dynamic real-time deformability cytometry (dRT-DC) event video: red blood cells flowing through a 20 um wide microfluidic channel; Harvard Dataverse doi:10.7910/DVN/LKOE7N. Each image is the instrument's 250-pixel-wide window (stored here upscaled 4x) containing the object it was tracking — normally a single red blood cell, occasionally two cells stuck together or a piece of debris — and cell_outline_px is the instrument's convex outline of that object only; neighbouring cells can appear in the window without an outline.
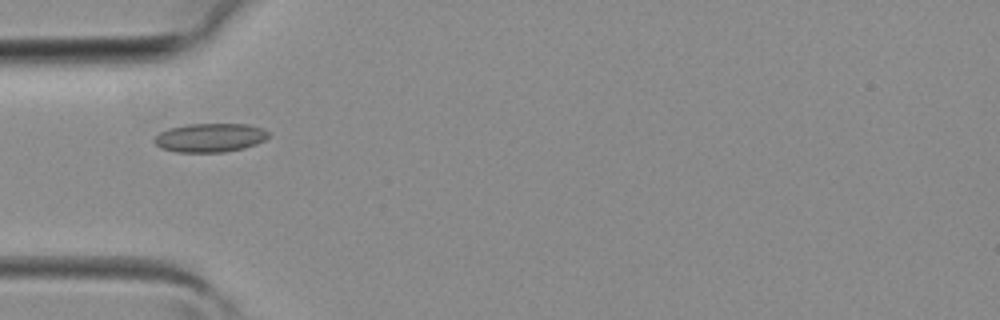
{"species": "common noctule bat (a hibernating species)", "species_latin": "Nyctalus noctula", "temperature_condition": "room temperature", "stored_images_in_passage": 39, "camera_frame_rate_fps": 3000, "um_per_image_px": 0.085, "animal": {"sex": "female", "body_mass_g": 19.3, "forearm_length_mm": 54.1}, "frame": {"image": 1, "passage_image": 12, "time_ms": 3.667, "image_size_px": [1000, 320], "cell_outline_px": [[268, 136], [264, 140], [256, 144], [244, 148], [224, 152], [176, 152], [160, 148], [152, 140], [160, 132], [168, 128], [188, 124], [248, 124], [260, 128], [268, 132]], "centroid_in_image_um": [17.81, 11.7], "position_along_channel_um": 67.2, "area_um2": 19.13}}
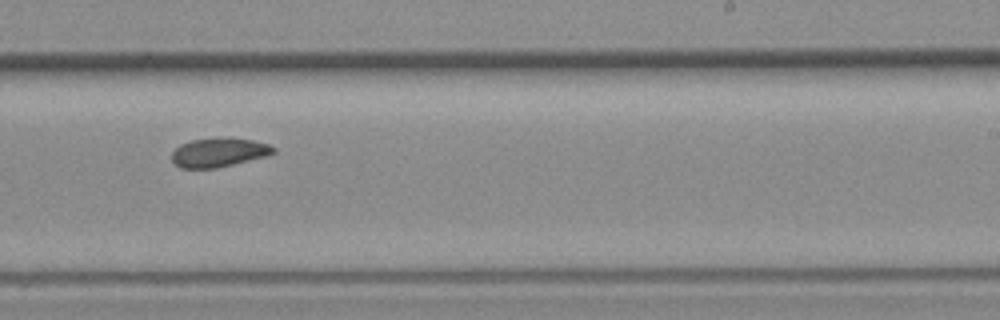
{"frame": {"image": 2, "passage_image": 24, "time_ms": 7.667, "image_size_px": [1000, 320], "cell_outline_px": [[276, 152], [268, 156], [216, 168], [180, 168], [172, 160], [172, 152], [180, 144], [192, 140], [228, 136], [252, 140], [268, 144], [276, 148]], "centroid_in_image_um": [18.63, 12.94], "position_along_channel_um": 270.4, "area_um2": 17.4}}
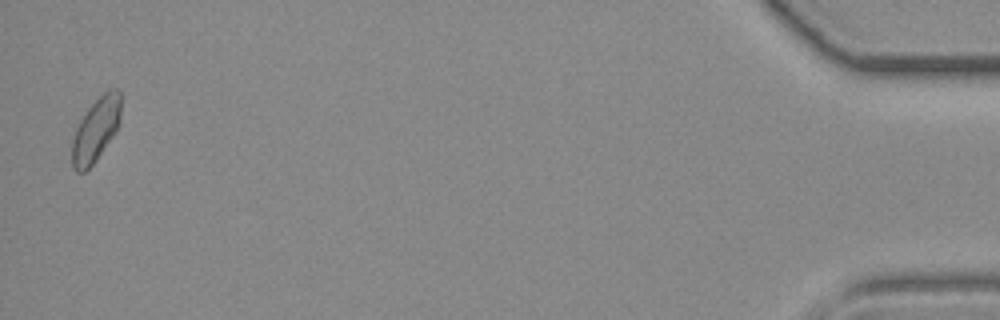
{"frame": {"image": 3, "passage_image": 39, "time_ms": 12.667, "image_size_px": [1000, 320], "cell_outline_px": [[120, 124], [96, 160], [84, 172], [76, 172], [72, 168], [72, 140], [76, 128], [80, 120], [88, 108], [108, 88], [116, 88], [120, 92]], "centroid_in_image_um": [8.14, 11.02], "position_along_channel_um": 427.1, "area_um2": 17.98}}